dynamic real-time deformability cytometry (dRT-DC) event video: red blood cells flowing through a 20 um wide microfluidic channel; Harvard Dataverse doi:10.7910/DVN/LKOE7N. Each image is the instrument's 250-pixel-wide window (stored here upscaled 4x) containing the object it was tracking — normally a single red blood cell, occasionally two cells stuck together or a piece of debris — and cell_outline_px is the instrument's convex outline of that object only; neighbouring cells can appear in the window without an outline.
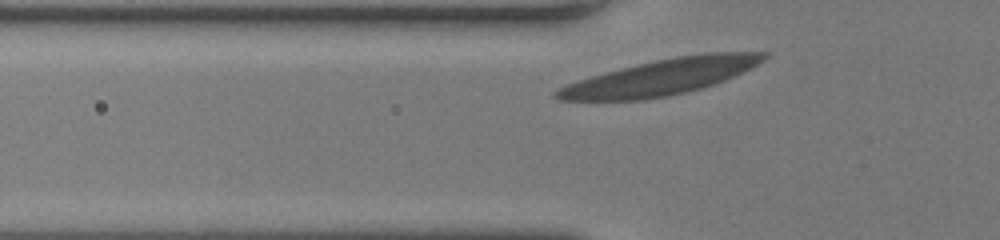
{"species": "human", "species_latin": "Homo sapiens", "temperature_condition": "room temperature", "stored_images_in_passage": 29, "camera_frame_rate_fps": 3000, "um_per_image_px": 0.085, "donor": {"sex": "female"}, "frame": {"image": 1, "passage_image": 3, "time_ms": 0.667, "image_size_px": [1000, 240], "cell_outline_px": [[768, 56], [764, 60], [724, 80], [700, 88], [668, 96], [644, 100], [556, 100], [552, 96], [552, 92], [564, 84], [620, 68], [636, 64], [676, 56], [708, 52], [768, 52]], "centroid_in_image_um": [56.1, 6.55], "position_along_channel_um": 69.7, "area_um2": 42.77}}
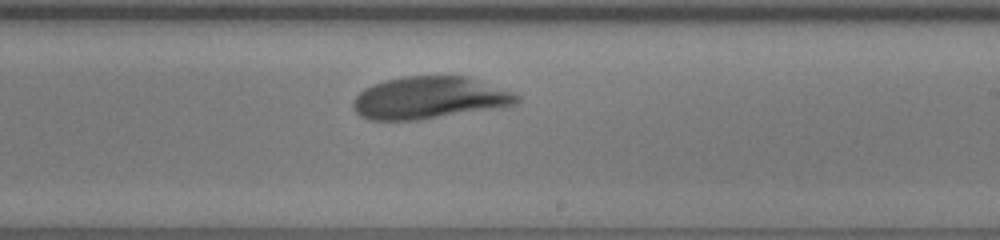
{"frame": {"image": 2, "passage_image": 18, "time_ms": 5.667, "image_size_px": [1000, 240], "cell_outline_px": [[520, 100], [516, 104], [420, 120], [372, 120], [360, 116], [352, 108], [352, 104], [356, 96], [364, 88], [372, 84], [384, 80], [404, 76], [468, 76], [512, 92], [520, 96]], "centroid_in_image_um": [36.45, 8.31], "position_along_channel_um": 252.6, "area_um2": 40.11}}
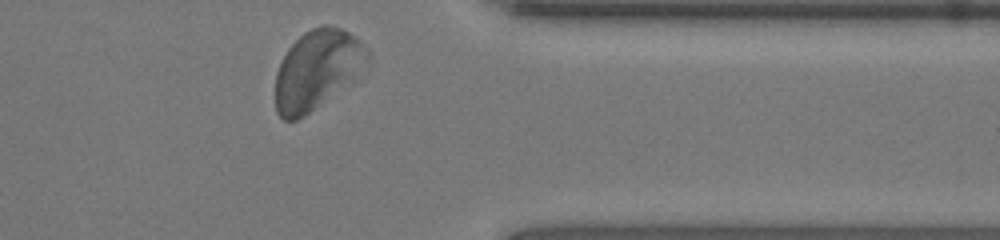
{"frame": {"image": 3, "passage_image": 29, "time_ms": 9.333, "image_size_px": [1000, 240], "cell_outline_px": [[368, 52], [352, 76], [304, 116], [296, 120], [284, 120], [276, 112], [276, 72], [288, 48], [304, 32], [312, 28], [324, 24], [328, 24], [344, 28], [360, 40], [368, 48]], "centroid_in_image_um": [26.85, 5.85], "position_along_channel_um": 384.5, "area_um2": 40.63}, "authors_computed_cell_mechanics": {"area_um2": 40.8068, "velocity_mm_per_s": 3.7374, "shape_relaxation_time_tau1_ms": 3.5061, "shape_relaxation_time_tau2_ms": null, "deformation_change_tau1": 0.185, "deformation_change_tau2": null}}